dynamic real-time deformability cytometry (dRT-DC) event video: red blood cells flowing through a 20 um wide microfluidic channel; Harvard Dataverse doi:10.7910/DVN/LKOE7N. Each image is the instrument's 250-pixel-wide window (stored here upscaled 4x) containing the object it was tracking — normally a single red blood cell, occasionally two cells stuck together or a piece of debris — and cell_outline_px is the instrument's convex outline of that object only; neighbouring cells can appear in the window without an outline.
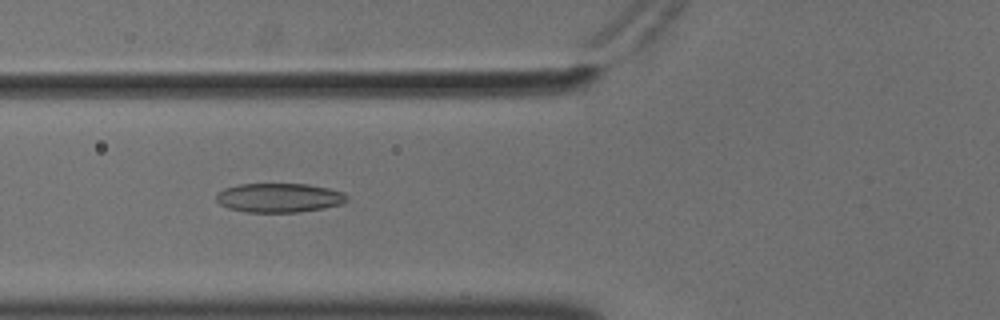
{"species": "common noctule bat (a hibernating species)", "species_latin": "Nyctalus noctula", "temperature_condition": "cold", "stored_images_in_passage": 57, "camera_frame_rate_fps": 3000, "um_per_image_px": 0.085, "animal": {"sex": "male", "body_mass_g": 18.8}, "frame": {"image": 1, "passage_image": 23, "time_ms": 7.333, "image_size_px": [1000, 320], "cell_outline_px": [[348, 200], [340, 204], [324, 208], [300, 212], [248, 212], [228, 208], [220, 204], [216, 200], [216, 192], [224, 188], [240, 184], [308, 184], [328, 188], [344, 192], [348, 196]], "centroid_in_image_um": [23.72, 16.8], "position_along_channel_um": 102.1, "area_um2": 22.31}}
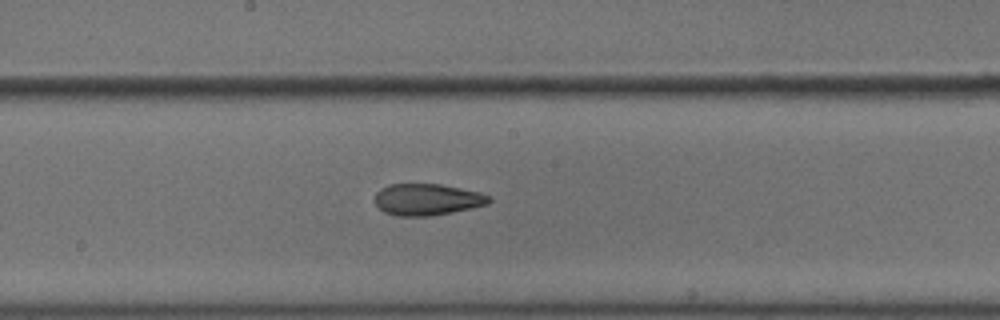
{"frame": {"image": 2, "passage_image": 32, "time_ms": 10.333, "image_size_px": [1000, 320], "cell_outline_px": [[492, 200], [488, 204], [472, 208], [432, 216], [396, 216], [384, 212], [376, 204], [376, 192], [380, 188], [388, 184], [440, 184], [480, 192], [488, 196]], "centroid_in_image_um": [36.3, 16.96], "position_along_channel_um": 211.9, "area_um2": 21.04}}
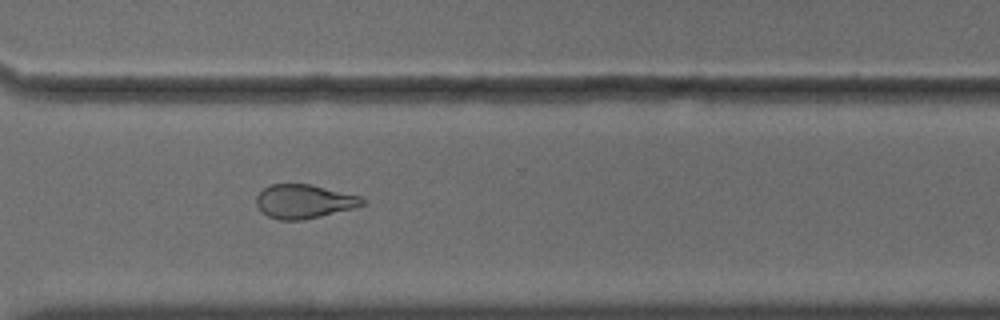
{"frame": {"image": 3, "passage_image": 43, "time_ms": 14.0, "image_size_px": [1000, 320], "cell_outline_px": [[368, 200], [364, 204], [352, 208], [304, 220], [280, 220], [268, 216], [256, 204], [256, 196], [264, 188], [272, 184], [312, 184], [360, 196]], "centroid_in_image_um": [25.86, 17.11], "position_along_channel_um": 344.7, "area_um2": 20.81}, "authors_computed_cell_mechanics": {"area_um2": 22.1952, "velocity_mm_per_s": 3.6361, "shape_relaxation_time_tau1_ms": null, "shape_relaxation_time_tau2_ms": 3.1823, "deformation_change_tau1": null, "deformation_change_tau2": 0.1097}}